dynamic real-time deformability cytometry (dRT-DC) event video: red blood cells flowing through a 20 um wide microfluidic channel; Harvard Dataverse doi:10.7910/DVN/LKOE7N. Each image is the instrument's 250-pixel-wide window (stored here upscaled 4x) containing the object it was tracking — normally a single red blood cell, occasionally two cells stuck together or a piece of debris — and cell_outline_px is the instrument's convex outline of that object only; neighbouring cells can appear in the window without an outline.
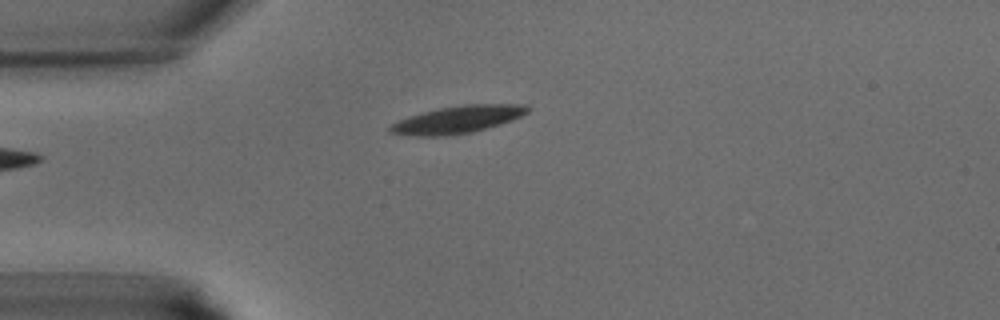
{"species": "common noctule bat (a hibernating species)", "species_latin": "Nyctalus noctula", "temperature_condition": "warm", "stored_images_in_passage": 29, "camera_frame_rate_fps": 3000, "um_per_image_px": 0.085, "animal": {"sex": "male", "body_mass_g": 15.6}, "frame": {"image": 1, "passage_image": 1, "time_ms": 0.0, "image_size_px": [1000, 320], "cell_outline_px": [[532, 108], [528, 112], [512, 120], [500, 124], [472, 132], [452, 136], [412, 136], [388, 132], [388, 128], [392, 124], [408, 116], [436, 108], [464, 104], [528, 104]], "centroid_in_image_um": [38.91, 10.16], "position_along_channel_um": 46.1, "area_um2": 22.2}}
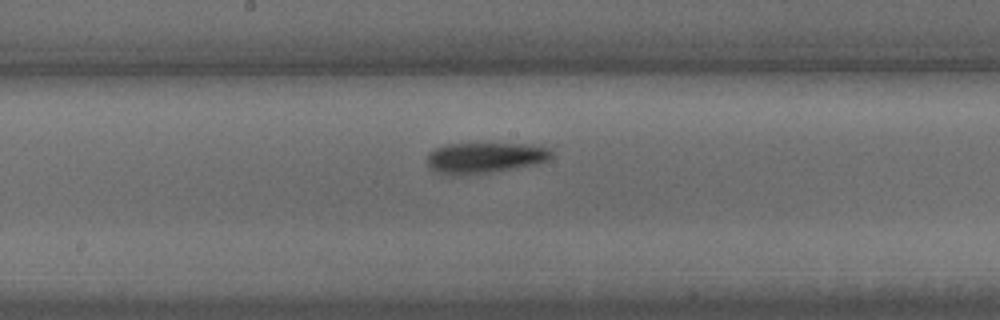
{"frame": {"image": 2, "passage_image": 12, "time_ms": 3.667, "image_size_px": [1000, 320], "cell_outline_px": [[556, 156], [548, 160], [536, 164], [516, 168], [492, 172], [464, 176], [448, 176], [436, 172], [428, 168], [428, 152], [444, 144], [528, 144], [548, 148]], "centroid_in_image_um": [41.19, 13.43], "position_along_channel_um": 207.0, "area_um2": 22.72}}
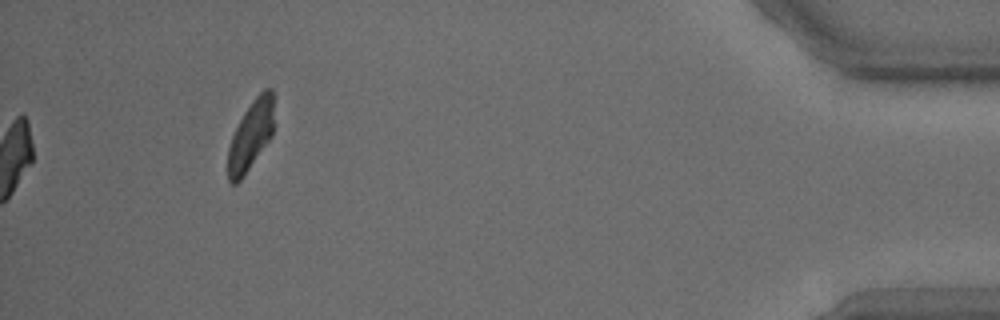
{"frame": {"image": 3, "passage_image": 29, "time_ms": 9.333, "image_size_px": [1000, 320], "cell_outline_px": [[276, 124], [272, 136], [240, 180], [236, 184], [232, 184], [228, 180], [228, 148], [232, 136], [244, 112], [256, 96], [264, 88], [272, 88]], "centroid_in_image_um": [21.36, 11.46], "position_along_channel_um": 413.8, "area_um2": 18.79}}